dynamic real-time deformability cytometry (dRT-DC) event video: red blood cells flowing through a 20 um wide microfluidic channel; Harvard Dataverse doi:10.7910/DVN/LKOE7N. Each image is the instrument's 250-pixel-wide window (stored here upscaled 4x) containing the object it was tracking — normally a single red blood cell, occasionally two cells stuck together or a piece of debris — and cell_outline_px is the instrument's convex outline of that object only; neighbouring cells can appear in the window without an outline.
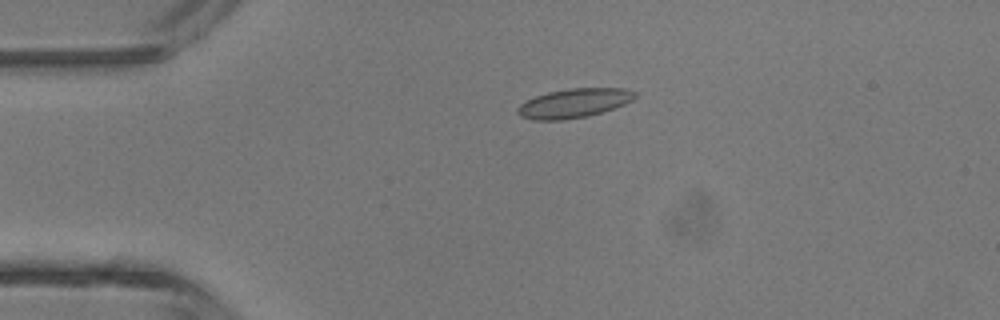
{"species": "common noctule bat (a hibernating species)", "species_latin": "Nyctalus noctula", "temperature_condition": "room temperature", "stored_images_in_passage": 5, "camera_frame_rate_fps": 3000, "um_per_image_px": 0.085, "animal": {"sex": "male", "body_mass_g": 13.3}, "frame": {"image": 1, "passage_image": 3, "time_ms": 3.0, "image_size_px": [1000, 320], "cell_outline_px": [[636, 96], [632, 100], [624, 104], [588, 116], [564, 120], [532, 120], [520, 116], [516, 112], [516, 108], [524, 100], [548, 92], [568, 88], [624, 88], [636, 92]], "centroid_in_image_um": [48.73, 8.77], "position_along_channel_um": 36.3, "area_um2": 20.0}}
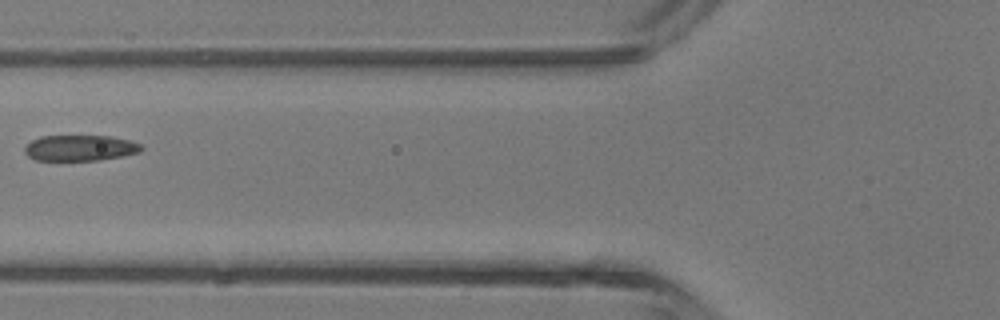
{"frame": {"image": 2, "passage_image": 5, "time_ms": 5.667, "image_size_px": [1000, 320], "cell_outline_px": [[144, 148], [140, 152], [124, 156], [100, 160], [36, 160], [28, 156], [24, 152], [24, 148], [32, 140], [40, 136], [112, 136], [128, 140], [140, 144]], "centroid_in_image_um": [6.82, 12.58], "position_along_channel_um": 119.0, "area_um2": 17.57}}